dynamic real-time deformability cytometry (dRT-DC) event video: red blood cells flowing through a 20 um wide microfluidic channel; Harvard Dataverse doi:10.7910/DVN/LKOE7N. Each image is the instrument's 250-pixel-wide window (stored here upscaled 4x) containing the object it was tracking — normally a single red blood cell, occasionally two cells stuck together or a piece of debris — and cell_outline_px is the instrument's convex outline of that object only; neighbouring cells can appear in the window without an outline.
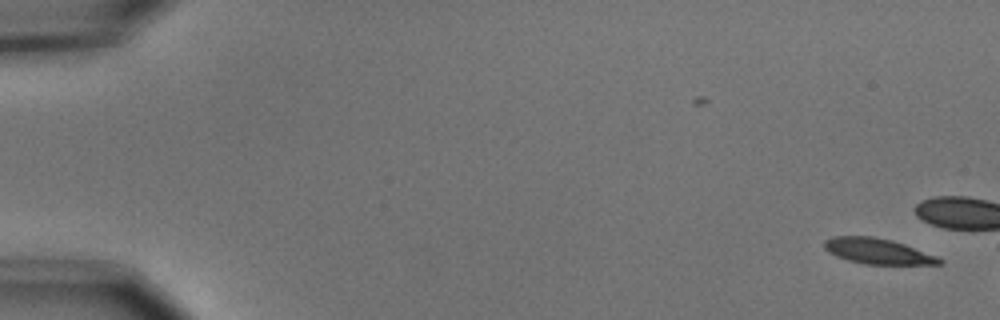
{"species": "common noctule bat (a hibernating species)", "species_latin": "Nyctalus noctula", "temperature_condition": "cold", "stored_images_in_passage": 8, "camera_frame_rate_fps": 3000, "um_per_image_px": 0.085, "animal": {"sex": "male", "body_mass_g": 15.6}, "frame": {"image": 1, "passage_image": 1, "time_ms": 0.0, "image_size_px": [1000, 320], "cell_outline_px": [[944, 260], [940, 264], [864, 264], [848, 260], [836, 256], [828, 252], [824, 248], [824, 240], [832, 236], [872, 236], [892, 240], [904, 244], [936, 256]], "centroid_in_image_um": [74.56, 21.34], "position_along_channel_um": 10.4, "area_um2": 17.05}}